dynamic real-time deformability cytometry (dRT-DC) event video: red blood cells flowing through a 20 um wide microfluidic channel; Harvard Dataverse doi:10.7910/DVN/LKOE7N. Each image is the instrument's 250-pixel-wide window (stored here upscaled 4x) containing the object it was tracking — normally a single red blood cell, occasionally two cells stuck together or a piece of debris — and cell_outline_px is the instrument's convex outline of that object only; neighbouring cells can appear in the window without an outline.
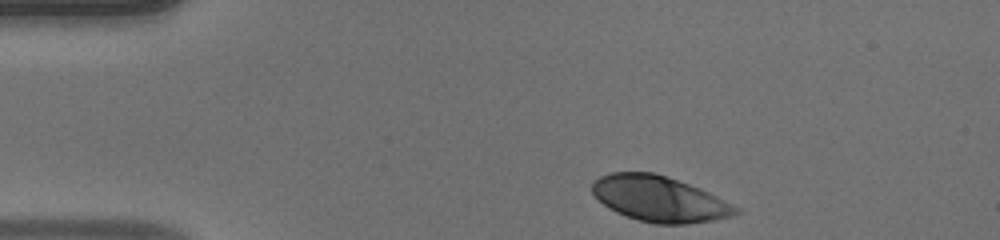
{"species": "human", "species_latin": "Homo sapiens", "temperature_condition": "warm", "stored_images_in_passage": 35, "camera_frame_rate_fps": 3000, "um_per_image_px": 0.085, "donor": {"sex": "male"}, "frame": {"image": 1, "passage_image": 1, "time_ms": 0.0, "image_size_px": [1000, 240], "cell_outline_px": [[740, 212], [732, 216], [712, 220], [684, 224], [656, 224], [640, 220], [616, 212], [608, 208], [592, 192], [592, 184], [600, 176], [612, 172], [652, 172], [700, 188], [740, 208]], "centroid_in_image_um": [56.05, 16.91], "position_along_channel_um": 28.9, "area_um2": 37.63}}
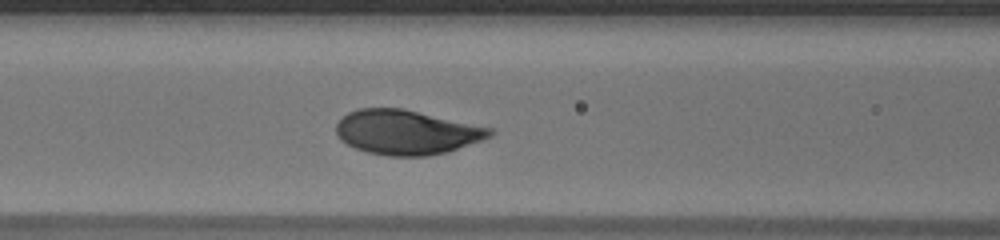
{"frame": {"image": 2, "passage_image": 13, "time_ms": 4.0, "image_size_px": [1000, 240], "cell_outline_px": [[496, 132], [492, 136], [448, 152], [428, 156], [388, 156], [368, 152], [356, 148], [340, 140], [336, 136], [336, 124], [348, 112], [356, 108], [404, 108], [492, 128]], "centroid_in_image_um": [34.56, 11.24], "position_along_channel_um": 132.0, "area_um2": 40.06}}
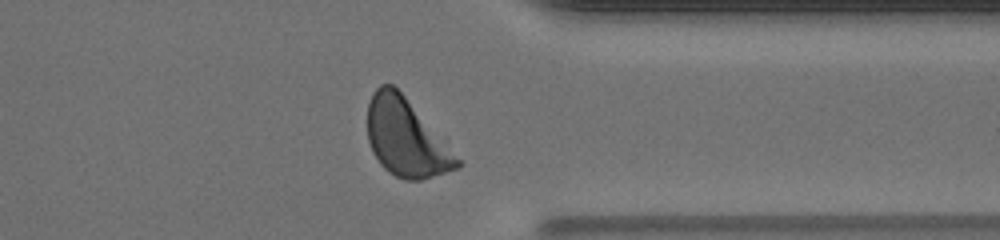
{"frame": {"image": 3, "passage_image": 31, "time_ms": 10.0, "image_size_px": [1000, 240], "cell_outline_px": [[464, 164], [460, 168], [420, 180], [404, 180], [388, 172], [380, 164], [372, 152], [368, 140], [368, 104], [372, 92], [380, 84], [392, 84], [448, 140]], "centroid_in_image_um": [34.57, 11.73], "position_along_channel_um": 376.8, "area_um2": 41.21}, "authors_computed_cell_mechanics": {"area_um2": 39.4774, "velocity_mm_per_s": 4.1714, "shape_relaxation_time_tau1_ms": 2.1034, "shape_relaxation_time_tau2_ms": null, "deformation_change_tau1": 0.1522, "deformation_change_tau2": null}}